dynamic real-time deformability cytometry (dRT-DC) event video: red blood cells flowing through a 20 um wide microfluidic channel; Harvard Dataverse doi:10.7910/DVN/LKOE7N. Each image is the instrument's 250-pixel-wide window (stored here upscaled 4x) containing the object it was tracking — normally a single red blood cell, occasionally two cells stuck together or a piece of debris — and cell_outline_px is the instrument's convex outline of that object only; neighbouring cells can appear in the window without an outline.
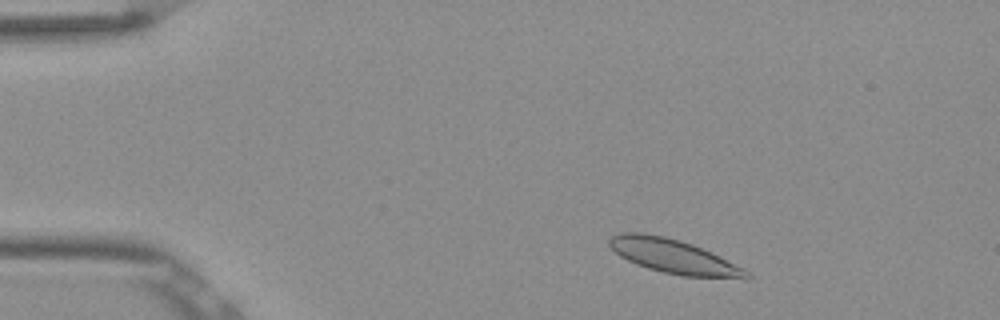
{"species": "Egyptian fruit bat (a non-hibernating species)", "species_latin": "Rousettus aegyptiacus", "temperature_condition": "room temperature", "stored_images_in_passage": 49, "camera_frame_rate_fps": 3000, "um_per_image_px": 0.085, "frame": {"image": 1, "passage_image": 4, "time_ms": 1.0, "image_size_px": [1000, 320], "cell_outline_px": [[752, 276], [748, 280], [680, 276], [648, 268], [636, 264], [620, 256], [608, 244], [608, 240], [612, 236], [620, 232], [640, 232], [664, 236], [680, 240], [692, 244], [720, 256], [752, 272]], "centroid_in_image_um": [57.34, 21.82], "position_along_channel_um": 27.7, "area_um2": 27.69}}
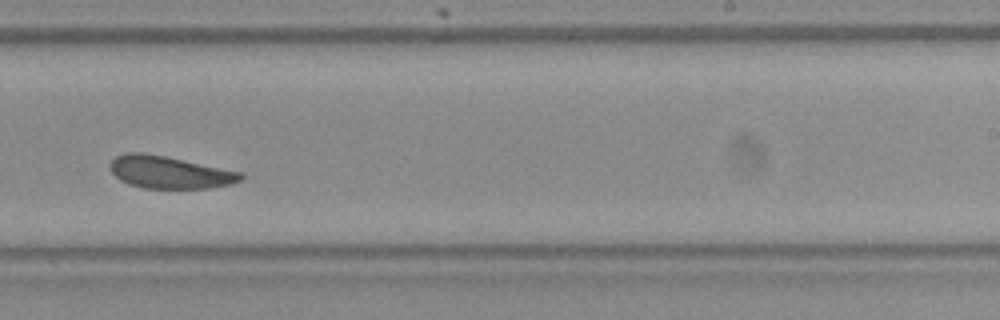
{"frame": {"image": 2, "passage_image": 29, "time_ms": 9.333, "image_size_px": [1000, 320], "cell_outline_px": [[244, 176], [240, 180], [232, 184], [208, 188], [144, 188], [128, 184], [120, 180], [108, 168], [108, 164], [116, 156], [124, 152], [144, 152], [244, 172]], "centroid_in_image_um": [14.39, 14.63], "position_along_channel_um": 274.6, "area_um2": 24.8}}
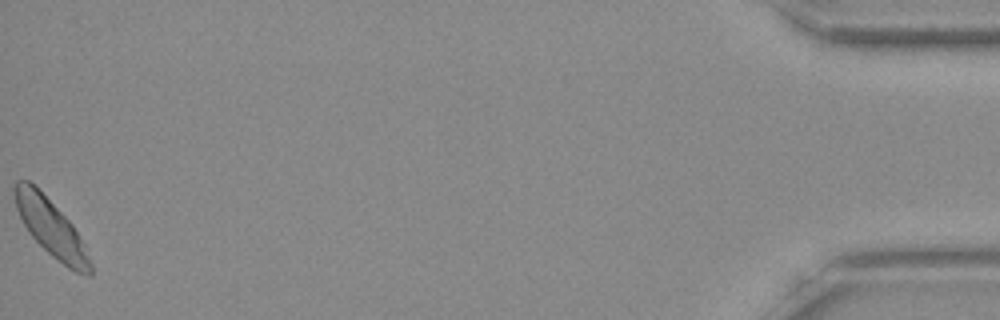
{"frame": {"image": 3, "passage_image": 49, "time_ms": 16.0, "image_size_px": [1000, 320], "cell_outline_px": [[92, 276], [88, 276], [76, 272], [68, 268], [52, 256], [28, 232], [16, 208], [12, 188], [16, 180], [28, 180], [72, 224], [84, 244], [92, 264]], "centroid_in_image_um": [4.33, 19.39], "position_along_channel_um": 430.9, "area_um2": 24.62}, "authors_computed_cell_mechanics": {"area_um2": 25.4898, "velocity_mm_per_s": 3.7791, "shape_relaxation_time_tau1_ms": 3.4667, "shape_relaxation_time_tau2_ms": 2.0845, "deformation_change_tau1": 0.1001, "deformation_change_tau2": 0.0761}}